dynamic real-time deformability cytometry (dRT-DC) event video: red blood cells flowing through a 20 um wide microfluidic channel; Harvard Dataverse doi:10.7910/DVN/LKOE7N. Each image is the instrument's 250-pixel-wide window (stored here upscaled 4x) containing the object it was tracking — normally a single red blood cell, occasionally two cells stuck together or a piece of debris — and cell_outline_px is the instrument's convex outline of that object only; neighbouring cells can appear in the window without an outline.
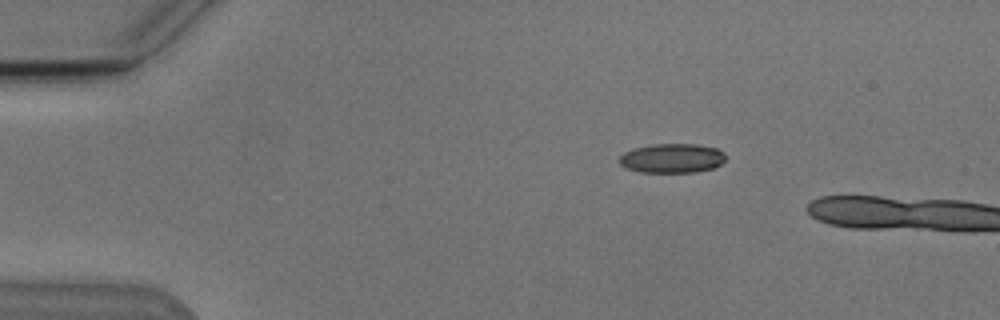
{"species": "Egyptian fruit bat (a non-hibernating species)", "species_latin": "Rousettus aegyptiacus", "temperature_condition": "cold", "stored_images_in_passage": 3, "camera_frame_rate_fps": 3000, "um_per_image_px": 0.085, "animal": {"sex": "male"}, "frame": {"image": 1, "passage_image": 1, "time_ms": 0.0, "image_size_px": [1000, 320], "cell_outline_px": [[728, 156], [720, 164], [712, 168], [696, 172], [640, 172], [624, 168], [620, 164], [620, 156], [624, 152], [636, 148], [652, 144], [696, 144], [716, 148], [724, 152]], "centroid_in_image_um": [57.13, 13.45], "position_along_channel_um": 27.9, "area_um2": 18.21}}